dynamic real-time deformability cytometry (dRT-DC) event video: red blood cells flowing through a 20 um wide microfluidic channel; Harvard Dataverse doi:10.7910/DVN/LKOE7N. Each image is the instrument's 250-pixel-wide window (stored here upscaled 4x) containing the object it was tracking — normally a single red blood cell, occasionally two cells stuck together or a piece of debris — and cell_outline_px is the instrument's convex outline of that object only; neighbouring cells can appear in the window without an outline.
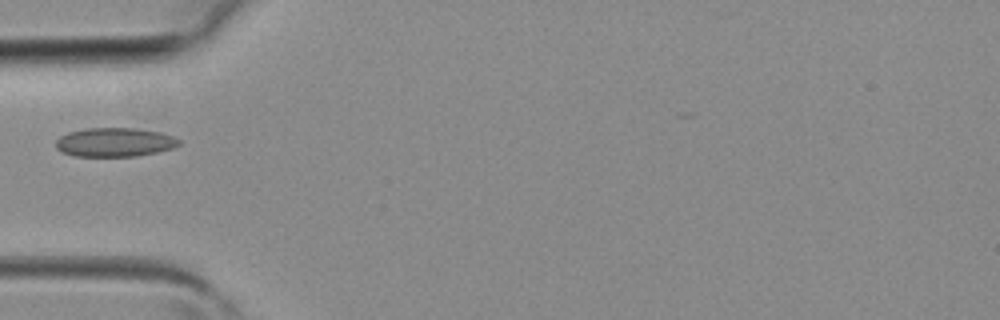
{"species": "common noctule bat (a hibernating species)", "species_latin": "Nyctalus noctula", "temperature_condition": "room temperature", "stored_images_in_passage": 1, "camera_frame_rate_fps": 3000, "um_per_image_px": 0.085, "animal": {"sex": "female", "body_mass_g": 19.3, "forearm_length_mm": 54.1}, "frame": {"image": 1, "passage_image": 1, "time_ms": 0.0, "image_size_px": [1000, 320], "cell_outline_px": [[180, 144], [172, 148], [156, 152], [136, 156], [76, 156], [64, 152], [56, 148], [56, 140], [60, 136], [68, 132], [84, 128], [132, 128], [160, 132], [172, 136], [180, 140]], "centroid_in_image_um": [9.73, 12.08], "position_along_channel_um": 75.3, "area_um2": 20.63}}